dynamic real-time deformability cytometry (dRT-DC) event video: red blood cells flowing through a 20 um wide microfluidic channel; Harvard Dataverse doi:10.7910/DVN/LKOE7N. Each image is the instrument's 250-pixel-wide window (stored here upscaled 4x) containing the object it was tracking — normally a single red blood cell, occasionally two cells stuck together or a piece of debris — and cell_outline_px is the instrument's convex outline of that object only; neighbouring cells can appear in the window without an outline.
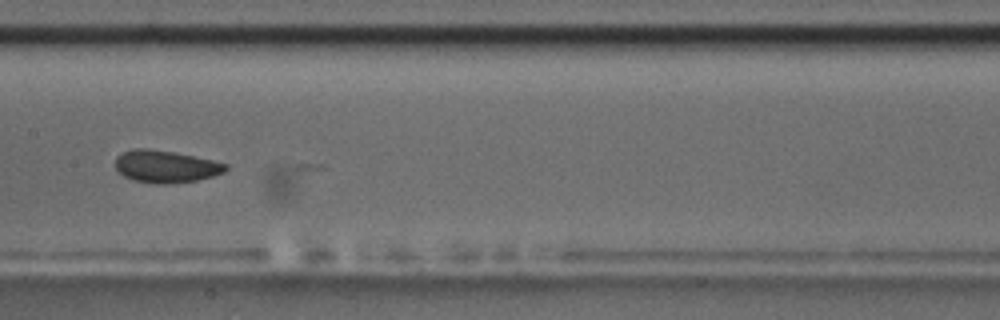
{"species": "common noctule bat (a hibernating species)", "species_latin": "Nyctalus noctula", "temperature_condition": "room temperature", "stored_images_in_passage": 16, "camera_frame_rate_fps": 3000, "um_per_image_px": 0.085, "animal": {"sex": "male", "body_mass_g": 17.5, "forearm_length_mm": 52.3}, "frame": {"image": 1, "passage_image": 9, "time_ms": 9.333, "image_size_px": [1000, 320], "cell_outline_px": [[228, 168], [224, 172], [212, 176], [196, 180], [168, 184], [152, 184], [136, 180], [124, 176], [116, 168], [116, 156], [132, 148], [148, 148], [172, 152], [212, 160], [228, 164]], "centroid_in_image_um": [14.08, 14.15], "position_along_channel_um": 193.3, "area_um2": 20.58}, "authors_computed_cell_mechanics": {"area_um2": 20.5768, "velocity_mm_per_s": 3.5449, "shape_relaxation_time_tau1_ms": 2.4568, "shape_relaxation_time_tau2_ms": 2.8757, "deformation_change_tau1": 0.0673, "deformation_change_tau2": 0.0639}}